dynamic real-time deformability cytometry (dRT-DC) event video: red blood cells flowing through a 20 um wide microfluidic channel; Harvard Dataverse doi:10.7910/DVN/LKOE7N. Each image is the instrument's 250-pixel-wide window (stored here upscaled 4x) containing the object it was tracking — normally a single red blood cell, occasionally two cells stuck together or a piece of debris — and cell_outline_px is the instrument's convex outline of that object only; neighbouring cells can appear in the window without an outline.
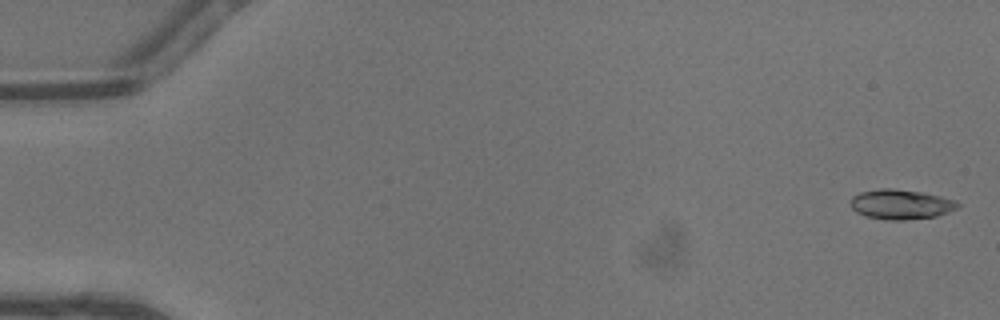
{"species": "common noctule bat (a hibernating species)", "species_latin": "Nyctalus noctula", "temperature_condition": "warm", "stored_images_in_passage": 17, "camera_frame_rate_fps": 3000, "um_per_image_px": 0.085, "animal": {"sex": "male", "body_mass_g": 13.3}, "frame": {"image": 1, "passage_image": 1, "time_ms": 0.0, "image_size_px": [1000, 320], "cell_outline_px": [[960, 204], [956, 208], [948, 212], [936, 216], [904, 220], [884, 220], [864, 216], [856, 212], [852, 208], [852, 196], [860, 192], [880, 188], [892, 188], [920, 192], [940, 196], [956, 200]], "centroid_in_image_um": [76.56, 17.37], "position_along_channel_um": 8.4, "area_um2": 18.61}}
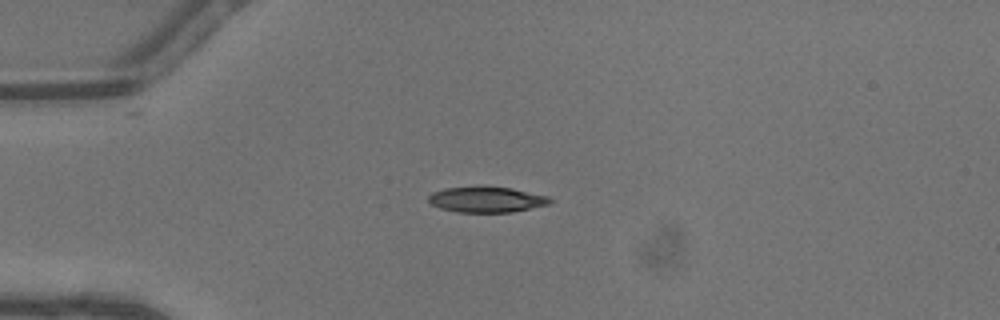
{"frame": {"image": 2, "passage_image": 12, "time_ms": 3.667, "image_size_px": [1000, 320], "cell_outline_px": [[552, 200], [548, 204], [512, 212], [456, 212], [440, 208], [432, 204], [428, 200], [428, 196], [432, 192], [444, 188], [512, 188], [548, 196]], "centroid_in_image_um": [41.34, 16.98], "position_along_channel_um": 43.7, "area_um2": 17.63}}
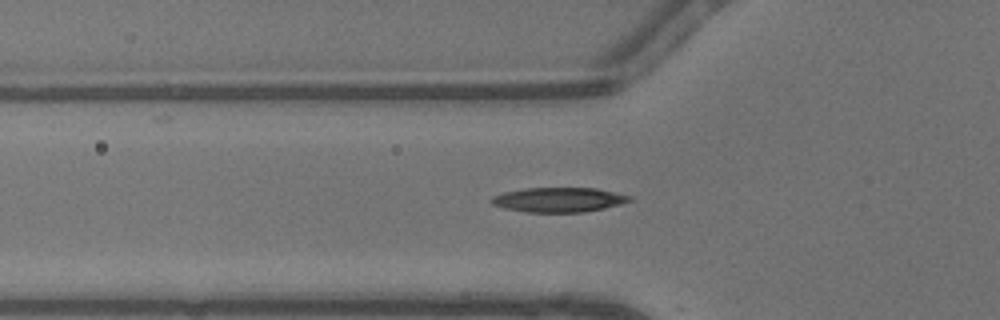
{"frame": {"image": 3, "passage_image": 16, "time_ms": 5.0, "image_size_px": [1000, 320], "cell_outline_px": [[632, 200], [620, 204], [604, 208], [584, 212], [524, 212], [504, 208], [492, 204], [488, 200], [492, 196], [504, 192], [524, 188], [596, 188], [632, 196]], "centroid_in_image_um": [47.46, 16.98], "position_along_channel_um": 78.3, "area_um2": 19.88}}